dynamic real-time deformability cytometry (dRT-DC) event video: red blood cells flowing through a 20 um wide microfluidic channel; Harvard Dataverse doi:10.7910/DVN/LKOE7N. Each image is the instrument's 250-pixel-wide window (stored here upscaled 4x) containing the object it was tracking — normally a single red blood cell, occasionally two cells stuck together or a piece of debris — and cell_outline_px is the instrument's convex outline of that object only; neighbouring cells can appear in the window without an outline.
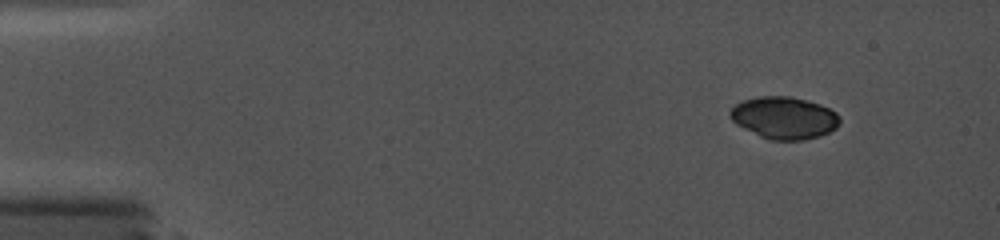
{"species": "common noctule bat (a hibernating species)", "species_latin": "Nyctalus noctula", "temperature_condition": "cold", "stored_images_in_passage": 13, "camera_frame_rate_fps": 5000, "um_per_image_px": 0.085, "animal": {"sex": "female", "body_mass_g": 19.0, "forearm_length_mm": 56.7}, "frame": {"image": 1, "passage_image": 1, "time_ms": 0.0, "image_size_px": [1000, 240], "cell_outline_px": [[840, 124], [836, 128], [820, 136], [804, 140], [772, 140], [760, 136], [736, 124], [728, 116], [728, 112], [740, 100], [760, 96], [788, 96], [808, 100], [820, 104], [836, 112], [840, 116]], "centroid_in_image_um": [66.65, 10.0], "position_along_channel_um": 18.3, "area_um2": 27.11}}
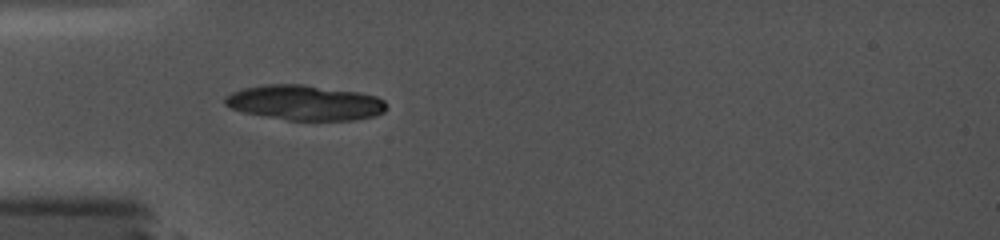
{"frame": {"image": 2, "passage_image": 12, "time_ms": 3.8, "image_size_px": [1000, 240], "cell_outline_px": [[388, 108], [384, 112], [376, 116], [352, 120], [288, 120], [244, 112], [232, 108], [224, 104], [224, 96], [232, 92], [244, 88], [264, 84], [304, 84], [360, 92], [376, 96], [384, 100], [388, 104]], "centroid_in_image_um": [25.95, 8.72], "position_along_channel_um": 59.0, "area_um2": 33.23}}